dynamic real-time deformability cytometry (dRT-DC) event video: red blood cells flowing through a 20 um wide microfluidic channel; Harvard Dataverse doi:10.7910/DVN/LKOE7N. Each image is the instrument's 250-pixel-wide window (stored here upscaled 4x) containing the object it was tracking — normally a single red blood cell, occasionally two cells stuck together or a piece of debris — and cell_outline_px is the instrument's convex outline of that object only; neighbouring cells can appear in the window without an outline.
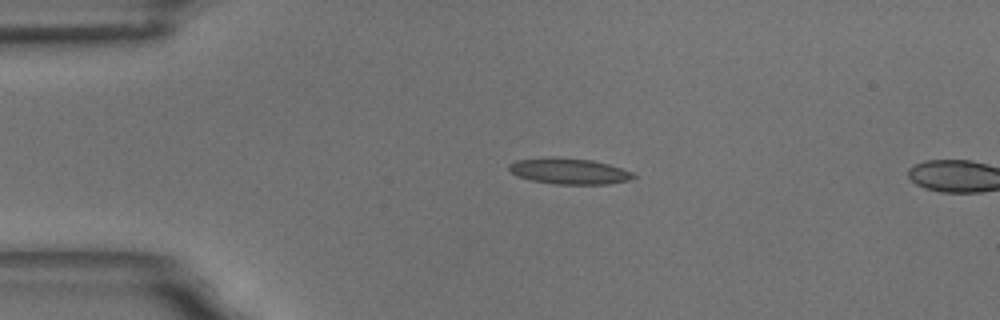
{"species": "common noctule bat (a hibernating species)", "species_latin": "Nyctalus noctula", "temperature_condition": "room temperature", "stored_images_in_passage": 2, "camera_frame_rate_fps": 3000, "um_per_image_px": 0.085, "animal": {"sex": "male", "body_mass_g": 18.8}, "frame": {"image": 1, "passage_image": 1, "time_ms": 0.0, "image_size_px": [1000, 320], "cell_outline_px": [[636, 176], [628, 180], [608, 184], [556, 184], [532, 180], [516, 176], [508, 168], [508, 164], [516, 160], [592, 160], [608, 164], [632, 172]], "centroid_in_image_um": [48.41, 14.6], "position_along_channel_um": 36.6, "area_um2": 17.69}}